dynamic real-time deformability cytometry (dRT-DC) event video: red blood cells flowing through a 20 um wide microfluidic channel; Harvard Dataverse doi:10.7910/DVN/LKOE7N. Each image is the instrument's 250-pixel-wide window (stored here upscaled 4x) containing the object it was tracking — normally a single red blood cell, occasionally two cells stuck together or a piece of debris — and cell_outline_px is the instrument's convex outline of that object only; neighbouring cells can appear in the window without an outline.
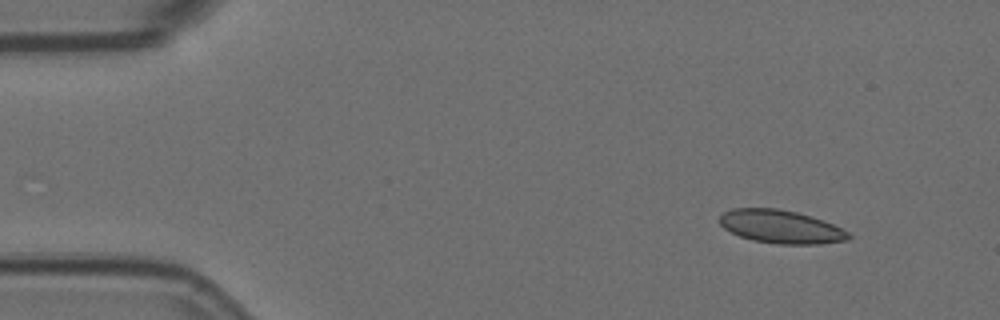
{"species": "Egyptian fruit bat (a non-hibernating species)", "species_latin": "Rousettus aegyptiacus", "temperature_condition": "room temperature", "stored_images_in_passage": 4, "camera_frame_rate_fps": 3000, "um_per_image_px": 0.085, "animal": {"sex": "female"}, "frame": {"image": 1, "passage_image": 1, "time_ms": 0.0, "image_size_px": [1000, 320], "cell_outline_px": [[852, 236], [848, 240], [820, 244], [776, 244], [752, 240], [740, 236], [724, 228], [720, 224], [720, 216], [724, 212], [732, 208], [776, 208], [796, 212], [812, 216], [824, 220], [848, 232]], "centroid_in_image_um": [66.38, 19.27], "position_along_channel_um": 18.6, "area_um2": 24.97}}
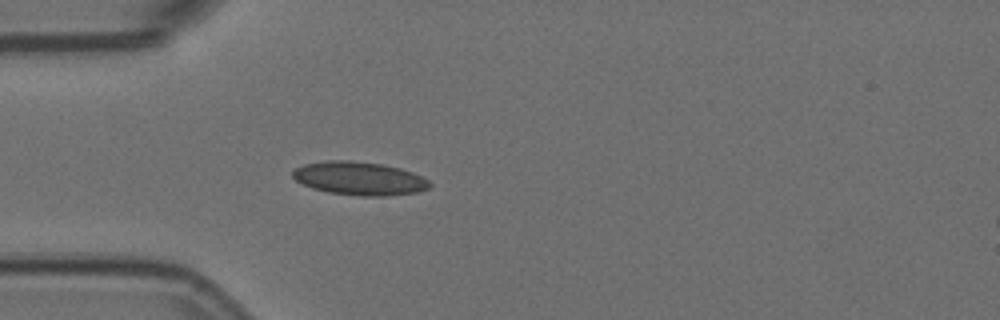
{"frame": {"image": 2, "passage_image": 4, "time_ms": 1.0, "image_size_px": [1000, 320], "cell_outline_px": [[432, 184], [428, 188], [416, 192], [388, 196], [360, 196], [328, 192], [312, 188], [296, 180], [292, 176], [292, 172], [296, 168], [304, 164], [328, 160], [348, 160], [384, 164], [400, 168], [412, 172], [428, 180]], "centroid_in_image_um": [30.55, 15.16], "position_along_channel_um": 54.5, "area_um2": 26.59}}